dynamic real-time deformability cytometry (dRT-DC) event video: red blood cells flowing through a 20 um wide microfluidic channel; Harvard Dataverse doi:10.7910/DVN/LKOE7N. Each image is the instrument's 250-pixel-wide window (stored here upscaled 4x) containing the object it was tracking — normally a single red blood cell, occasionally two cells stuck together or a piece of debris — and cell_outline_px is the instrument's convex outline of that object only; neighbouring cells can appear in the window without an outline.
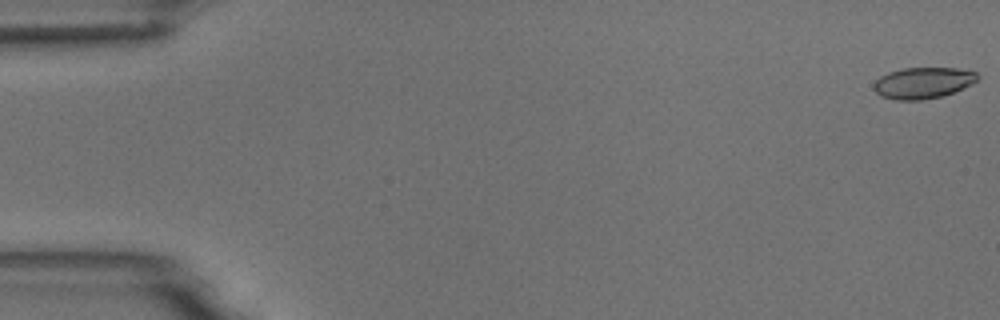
{"species": "common noctule bat (a hibernating species)", "species_latin": "Nyctalus noctula", "temperature_condition": "room temperature", "stored_images_in_passage": 5, "camera_frame_rate_fps": 3000, "um_per_image_px": 0.085, "animal": {"sex": "male", "body_mass_g": 18.8}, "frame": {"image": 1, "passage_image": 1, "time_ms": 0.0, "image_size_px": [1000, 320], "cell_outline_px": [[980, 76], [972, 84], [952, 92], [940, 96], [920, 100], [896, 100], [880, 96], [872, 88], [872, 84], [880, 76], [888, 72], [904, 68], [956, 68], [976, 72]], "centroid_in_image_um": [78.41, 7.04], "position_along_channel_um": 6.6, "area_um2": 18.84}}
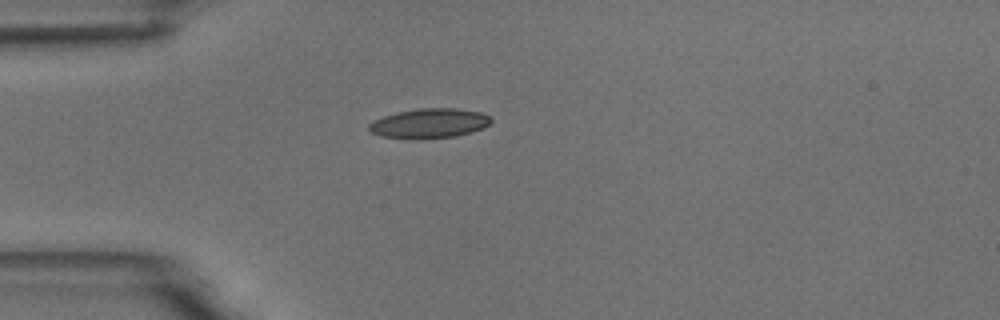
{"frame": {"image": 2, "passage_image": 5, "time_ms": 4.667, "image_size_px": [1000, 320], "cell_outline_px": [[492, 120], [484, 128], [456, 136], [424, 140], [412, 140], [380, 136], [372, 132], [368, 128], [368, 124], [384, 116], [396, 112], [416, 108], [456, 108], [480, 112], [488, 116]], "centroid_in_image_um": [36.47, 10.5], "position_along_channel_um": 48.5, "area_um2": 21.39}}